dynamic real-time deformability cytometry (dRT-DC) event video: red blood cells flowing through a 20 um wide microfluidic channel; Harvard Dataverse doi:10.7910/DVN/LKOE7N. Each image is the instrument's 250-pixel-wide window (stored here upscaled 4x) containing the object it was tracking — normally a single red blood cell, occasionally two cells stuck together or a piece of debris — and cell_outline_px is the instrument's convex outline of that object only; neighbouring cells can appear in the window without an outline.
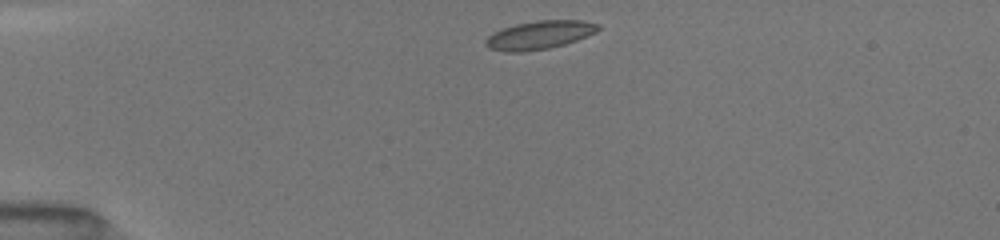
{"species": "common noctule bat (a hibernating species)", "species_latin": "Nyctalus noctula", "temperature_condition": "room temperature", "stored_images_in_passage": 40, "camera_frame_rate_fps": 3000, "um_per_image_px": 0.085, "animal": {"sex": "female", "body_mass_g": 19.5, "forearm_length_mm": 54.1}, "frame": {"image": 1, "passage_image": 1, "time_ms": 0.0, "image_size_px": [1000, 240], "cell_outline_px": [[600, 28], [596, 32], [576, 40], [564, 44], [548, 48], [520, 52], [504, 52], [488, 48], [484, 44], [484, 40], [492, 32], [516, 24], [536, 20], [584, 20], [600, 24]], "centroid_in_image_um": [45.83, 2.97], "position_along_channel_um": 39.2, "area_um2": 18.67}}
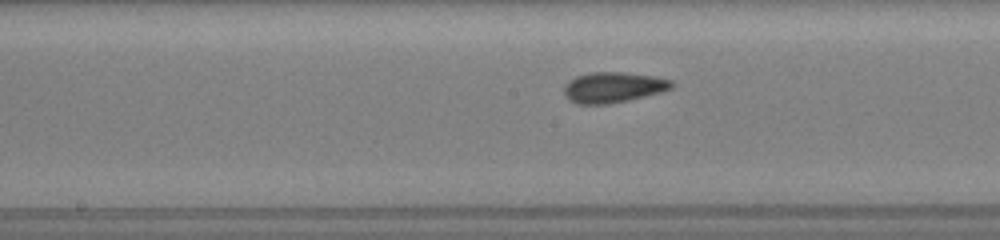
{"frame": {"image": 2, "passage_image": 16, "time_ms": 5.0, "image_size_px": [1000, 240], "cell_outline_px": [[676, 84], [672, 88], [660, 92], [628, 100], [608, 104], [576, 104], [568, 100], [564, 96], [564, 84], [568, 80], [576, 76], [588, 72], [620, 72], [656, 76], [672, 80]], "centroid_in_image_um": [52.09, 7.42], "position_along_channel_um": 196.1, "area_um2": 19.42}}
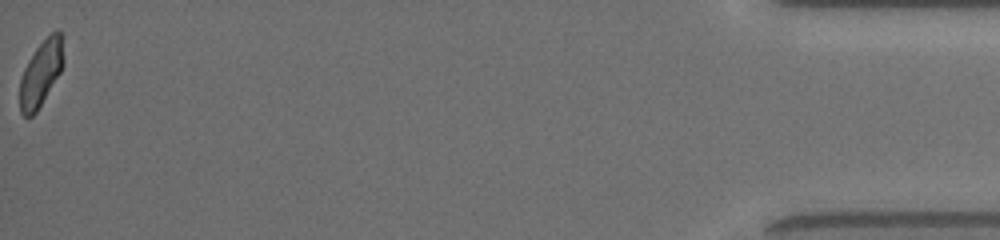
{"frame": {"image": 3, "passage_image": 40, "time_ms": 13.0, "image_size_px": [1000, 240], "cell_outline_px": [[64, 64], [60, 72], [36, 112], [32, 116], [24, 116], [20, 112], [20, 80], [24, 68], [28, 60], [36, 48], [56, 28], [60, 28], [64, 36]], "centroid_in_image_um": [3.52, 6.15], "position_along_channel_um": 431.7, "area_um2": 16.88}, "authors_computed_cell_mechanics": {"area_um2": 18.2359, "velocity_mm_per_s": 4.0513, "shape_relaxation_time_tau1_ms": 3.6351, "shape_relaxation_time_tau2_ms": 1.1049, "deformation_change_tau1": 0.1293, "deformation_change_tau2": 0.0613}}